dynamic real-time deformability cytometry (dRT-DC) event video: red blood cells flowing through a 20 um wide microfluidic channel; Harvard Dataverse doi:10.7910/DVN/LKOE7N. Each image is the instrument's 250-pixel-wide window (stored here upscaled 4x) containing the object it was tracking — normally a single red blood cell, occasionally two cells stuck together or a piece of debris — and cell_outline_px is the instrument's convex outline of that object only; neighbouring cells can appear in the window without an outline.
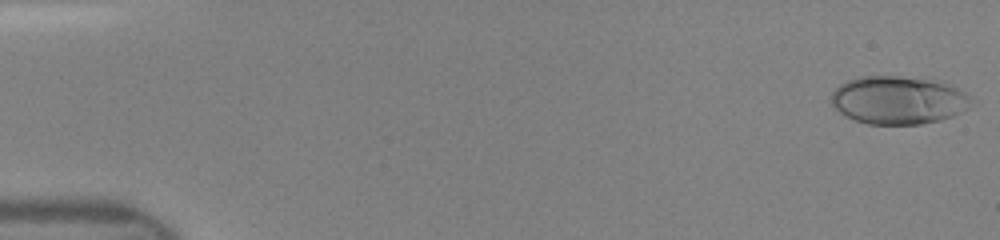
{"species": "human", "species_latin": "Homo sapiens", "temperature_condition": "room temperature", "stored_images_in_passage": 47, "camera_frame_rate_fps": 3000, "um_per_image_px": 0.085, "donor": {"sex": "female"}, "frame": {"image": 1, "passage_image": 1, "time_ms": 0.0, "image_size_px": [1000, 240], "cell_outline_px": [[972, 96], [968, 108], [952, 116], [940, 120], [920, 124], [868, 124], [844, 116], [832, 104], [832, 92], [840, 84], [848, 80], [860, 76], [900, 76], [928, 80], [944, 84], [956, 88]], "centroid_in_image_um": [76.32, 8.52], "position_along_channel_um": 8.7, "area_um2": 38.78}}
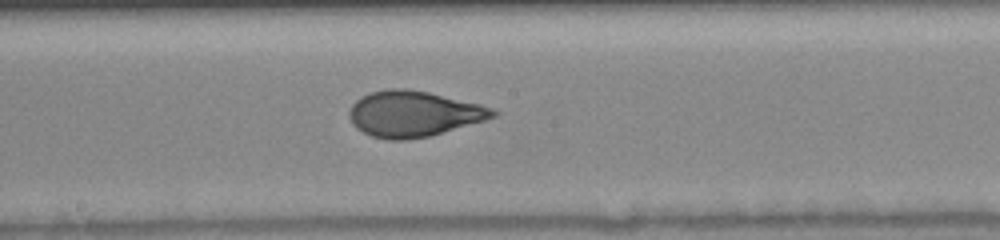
{"frame": {"image": 2, "passage_image": 26, "time_ms": 8.333, "image_size_px": [1000, 240], "cell_outline_px": [[500, 112], [496, 116], [484, 120], [428, 136], [404, 140], [388, 140], [372, 136], [356, 128], [352, 124], [348, 116], [348, 112], [352, 104], [360, 96], [372, 92], [388, 88], [408, 88], [428, 92], [480, 104], [496, 108]], "centroid_in_image_um": [35.13, 9.66], "position_along_channel_um": 213.1, "area_um2": 38.32}}
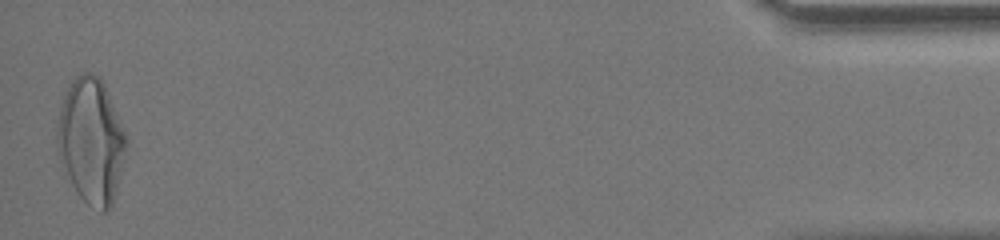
{"frame": {"image": 3, "passage_image": 47, "time_ms": 15.333, "image_size_px": [1000, 240], "cell_outline_px": [[128, 140], [112, 204], [104, 212], [100, 212], [88, 204], [76, 192], [56, 152], [56, 132], [60, 108], [64, 96], [72, 80], [80, 72], [92, 72], [100, 76], [104, 84]], "centroid_in_image_um": [7.72, 11.94], "position_along_channel_um": 427.5, "area_um2": 49.94}}